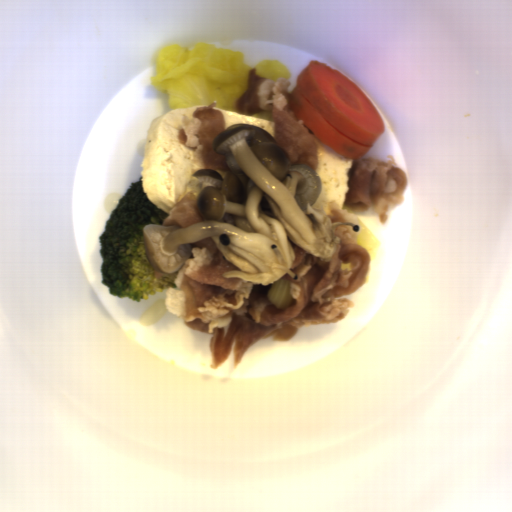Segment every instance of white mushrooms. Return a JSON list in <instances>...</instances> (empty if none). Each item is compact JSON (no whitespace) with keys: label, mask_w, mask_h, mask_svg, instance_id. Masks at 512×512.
Wrapping results in <instances>:
<instances>
[{"label":"white mushrooms","mask_w":512,"mask_h":512,"mask_svg":"<svg viewBox=\"0 0 512 512\" xmlns=\"http://www.w3.org/2000/svg\"><path fill=\"white\" fill-rule=\"evenodd\" d=\"M213 150L225 155L230 171L193 172L199 192L197 210L204 219L186 227L149 223L142 229L150 265L163 275L179 271L191 255V243L210 237L232 265L225 278L267 286L288 274L296 260L293 244L320 262L332 259L340 227L320 205L322 181L315 169L296 163L261 127L238 123L217 134Z\"/></svg>","instance_id":"obj_1"}]
</instances>
